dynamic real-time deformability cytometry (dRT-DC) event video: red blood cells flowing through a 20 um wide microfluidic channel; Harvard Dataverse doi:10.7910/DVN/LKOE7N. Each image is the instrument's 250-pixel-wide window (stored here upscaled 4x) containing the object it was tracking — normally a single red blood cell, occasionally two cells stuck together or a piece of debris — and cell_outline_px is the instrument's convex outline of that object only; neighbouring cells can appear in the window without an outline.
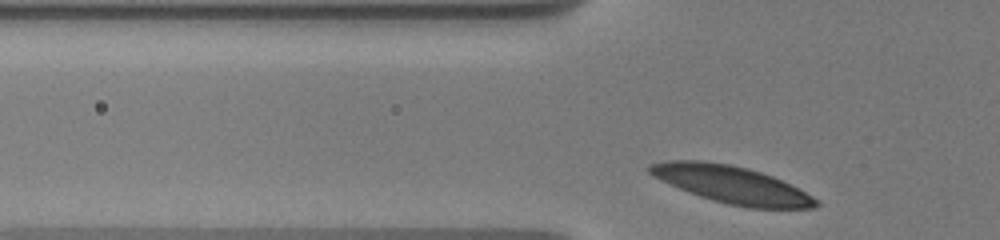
{"species": "human", "species_latin": "Homo sapiens", "temperature_condition": "warm", "stored_images_in_passage": 29, "camera_frame_rate_fps": 3000, "um_per_image_px": 0.085, "donor": {"sex": "male"}, "frame": {"image": 1, "passage_image": 3, "time_ms": 0.333, "image_size_px": [1000, 240], "cell_outline_px": [[820, 204], [816, 208], [748, 208], [728, 204], [712, 200], [700, 196], [660, 180], [652, 176], [648, 172], [648, 164], [668, 160], [700, 160], [728, 164], [748, 168], [772, 176], [820, 200]], "centroid_in_image_um": [62.17, 15.69], "position_along_channel_um": 63.6, "area_um2": 35.89}}
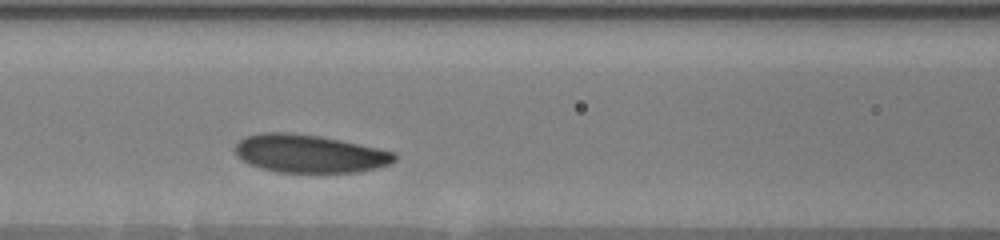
{"frame": {"image": 2, "passage_image": 20, "time_ms": 2.667, "image_size_px": [1000, 240], "cell_outline_px": [[396, 160], [388, 164], [376, 168], [356, 172], [276, 172], [260, 168], [248, 164], [236, 152], [236, 144], [244, 136], [260, 132], [292, 132], [320, 136], [340, 140], [396, 152]], "centroid_in_image_um": [26.29, 13.05], "position_along_channel_um": 140.3, "area_um2": 35.26}}
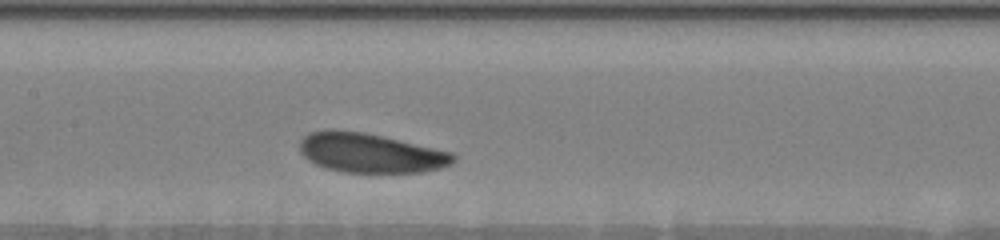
{"frame": {"image": 3, "passage_image": 28, "time_ms": 3.667, "image_size_px": [1000, 240], "cell_outline_px": [[456, 160], [452, 164], [440, 168], [424, 172], [340, 172], [324, 168], [308, 160], [300, 152], [300, 140], [308, 132], [328, 128], [332, 128], [364, 132], [452, 152], [456, 156]], "centroid_in_image_um": [31.45, 12.99], "position_along_channel_um": 176.0, "area_um2": 35.6}}